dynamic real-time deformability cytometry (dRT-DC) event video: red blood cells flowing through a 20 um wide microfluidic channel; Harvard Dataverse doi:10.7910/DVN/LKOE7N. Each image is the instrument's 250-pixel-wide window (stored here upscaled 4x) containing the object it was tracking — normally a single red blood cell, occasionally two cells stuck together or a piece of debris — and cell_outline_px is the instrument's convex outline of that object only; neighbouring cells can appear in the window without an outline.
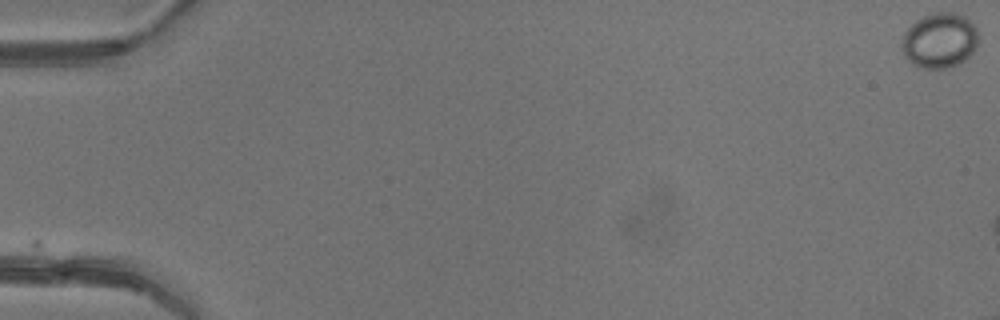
{"species": "common noctule bat (a hibernating species)", "species_latin": "Nyctalus noctula", "temperature_condition": "warm", "stored_images_in_passage": 3, "camera_frame_rate_fps": 3000, "um_per_image_px": 0.085, "animal": {"sex": "female"}, "frame": {"image": 1, "passage_image": 1, "time_ms": 0.0, "image_size_px": [1000, 320], "cell_outline_px": [[976, 48], [960, 64], [948, 68], [920, 68], [912, 64], [904, 56], [900, 44], [904, 32], [916, 20], [924, 16], [936, 12], [956, 12], [964, 16], [976, 28]], "centroid_in_image_um": [79.82, 3.45], "position_along_channel_um": 5.2, "area_um2": 24.62}}